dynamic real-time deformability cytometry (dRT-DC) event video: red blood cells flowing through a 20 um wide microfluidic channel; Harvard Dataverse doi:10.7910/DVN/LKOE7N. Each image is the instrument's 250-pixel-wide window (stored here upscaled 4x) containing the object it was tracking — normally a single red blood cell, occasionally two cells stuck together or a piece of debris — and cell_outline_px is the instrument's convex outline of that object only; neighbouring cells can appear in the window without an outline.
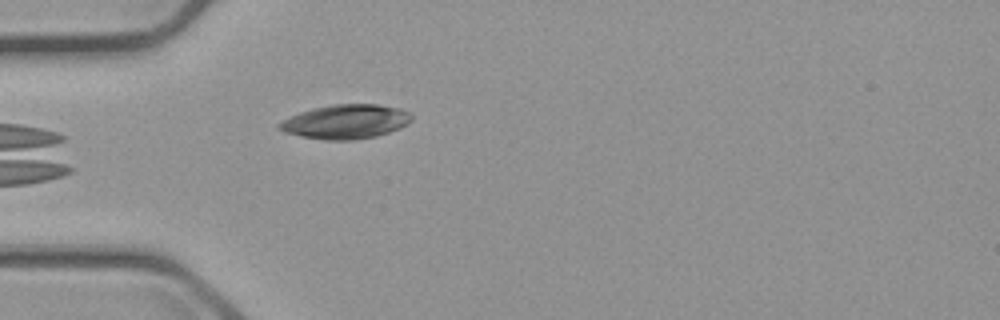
{"species": "common noctule bat (a hibernating species)", "species_latin": "Nyctalus noctula", "temperature_condition": "cold", "stored_images_in_passage": 5, "camera_frame_rate_fps": 3000, "um_per_image_px": 0.085, "animal": {"sex": "male", "body_mass_g": 23.1, "forearm_length_mm": 52.7}, "frame": {"image": 1, "passage_image": 5, "time_ms": 4.667, "image_size_px": [1000, 320], "cell_outline_px": [[412, 120], [408, 124], [400, 128], [376, 136], [352, 140], [328, 140], [300, 136], [284, 132], [276, 128], [276, 124], [300, 112], [312, 108], [332, 104], [376, 104], [400, 108], [408, 112], [412, 116]], "centroid_in_image_um": [29.38, 10.34], "position_along_channel_um": 55.6, "area_um2": 26.41}}